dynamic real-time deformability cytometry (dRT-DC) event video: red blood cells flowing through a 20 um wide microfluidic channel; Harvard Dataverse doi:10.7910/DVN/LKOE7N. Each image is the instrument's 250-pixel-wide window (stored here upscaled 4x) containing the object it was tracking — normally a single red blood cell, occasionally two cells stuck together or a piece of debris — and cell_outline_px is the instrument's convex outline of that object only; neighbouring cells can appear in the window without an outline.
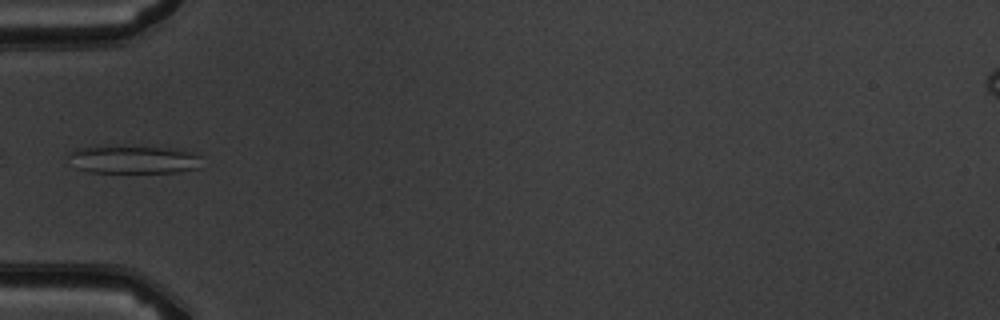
{"species": "common noctule bat (a hibernating species)", "species_latin": "Nyctalus noctula", "temperature_condition": "warm", "stored_images_in_passage": 3, "camera_frame_rate_fps": 3000, "um_per_image_px": 0.085, "animal": {"sex": "male", "body_mass_g": 19.5, "forearm_length_mm": 54.6}, "frame": {"image": 1, "passage_image": 3, "time_ms": 3.0, "image_size_px": [1000, 320], "cell_outline_px": [[200, 168], [176, 172], [88, 172], [76, 168], [68, 156], [68, 152], [76, 148], [92, 144], [184, 148], [196, 152], [200, 156]], "centroid_in_image_um": [11.34, 13.51], "position_along_channel_um": 73.7, "area_um2": 22.89}}